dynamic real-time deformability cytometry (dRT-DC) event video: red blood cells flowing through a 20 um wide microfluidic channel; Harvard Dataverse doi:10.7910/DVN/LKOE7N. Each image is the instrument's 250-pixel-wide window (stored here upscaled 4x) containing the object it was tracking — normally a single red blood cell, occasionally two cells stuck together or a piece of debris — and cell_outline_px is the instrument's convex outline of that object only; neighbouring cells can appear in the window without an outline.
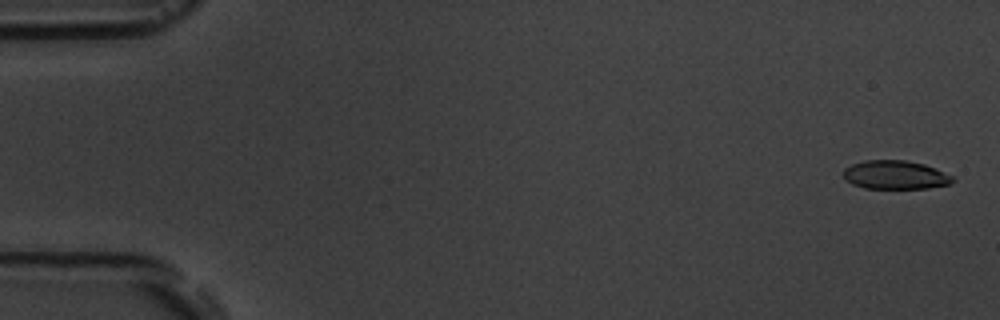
{"species": "common noctule bat (a hibernating species)", "species_latin": "Nyctalus noctula", "temperature_condition": "room temperature", "stored_images_in_passage": 6, "camera_frame_rate_fps": 3000, "um_per_image_px": 0.085, "animal": {"sex": "male", "body_mass_g": 19.5, "forearm_length_mm": 54.6}, "frame": {"image": 1, "passage_image": 1, "time_ms": 0.0, "image_size_px": [1000, 320], "cell_outline_px": [[956, 180], [952, 184], [928, 188], [864, 188], [852, 184], [844, 180], [844, 168], [852, 164], [864, 160], [904, 160], [924, 164], [952, 176]], "centroid_in_image_um": [76.09, 14.87], "position_along_channel_um": 8.9, "area_um2": 18.26}}
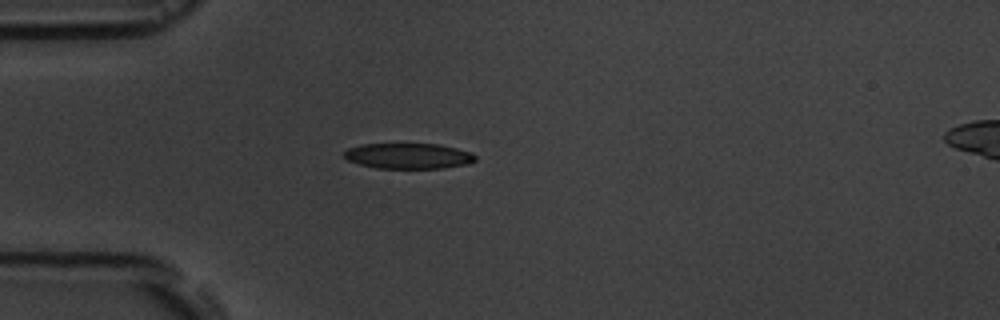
{"frame": {"image": 2, "passage_image": 5, "time_ms": 4.667, "image_size_px": [1000, 320], "cell_outline_px": [[476, 160], [468, 164], [444, 168], [376, 168], [360, 164], [348, 160], [344, 156], [344, 152], [348, 148], [360, 144], [440, 144], [472, 152], [476, 156]], "centroid_in_image_um": [34.74, 13.25], "position_along_channel_um": 50.3, "area_um2": 19.59}}